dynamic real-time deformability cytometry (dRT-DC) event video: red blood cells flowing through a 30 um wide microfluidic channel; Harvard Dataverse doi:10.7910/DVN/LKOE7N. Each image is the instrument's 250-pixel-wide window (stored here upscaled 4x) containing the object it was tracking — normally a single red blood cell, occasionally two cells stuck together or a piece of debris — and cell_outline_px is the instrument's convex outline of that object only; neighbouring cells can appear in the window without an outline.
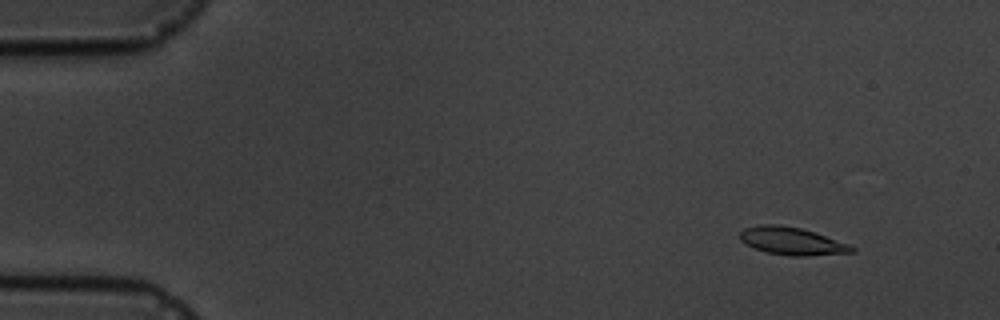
{"species": "common noctule bat (a hibernating species)", "species_latin": "Nyctalus noctula", "temperature_condition": "cold", "stored_images_in_passage": 7, "camera_frame_rate_fps": 3000, "um_per_image_px": 0.085, "animal": {"sex": "male", "body_mass_g": 19.5, "forearm_length_mm": 54.6}, "frame": {"image": 1, "passage_image": 2, "time_ms": 1.0, "image_size_px": [1000, 320], "cell_outline_px": [[856, 252], [808, 256], [788, 256], [768, 252], [756, 248], [740, 240], [740, 232], [744, 228], [760, 224], [780, 224], [800, 228], [816, 232], [848, 244], [856, 248]], "centroid_in_image_um": [67.34, 20.49], "position_along_channel_um": 17.7, "area_um2": 18.03}}
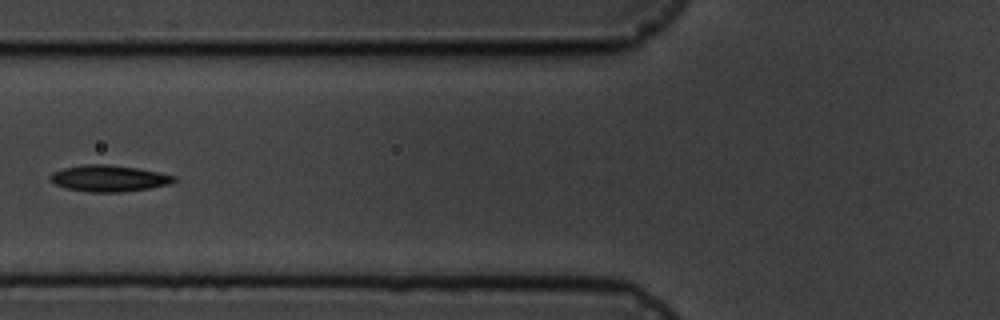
{"frame": {"image": 2, "passage_image": 6, "time_ms": 6.667, "image_size_px": [1000, 320], "cell_outline_px": [[180, 180], [172, 184], [148, 188], [120, 192], [88, 192], [68, 188], [56, 184], [48, 180], [48, 176], [52, 172], [64, 168], [84, 164], [108, 164], [136, 168], [160, 172], [176, 176]], "centroid_in_image_um": [9.29, 15.15], "position_along_channel_um": 116.5, "area_um2": 19.19}}
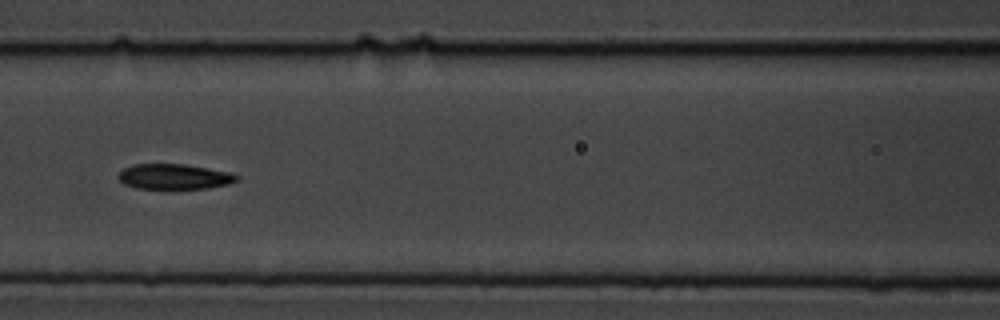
{"frame": {"image": 3, "passage_image": 7, "time_ms": 7.667, "image_size_px": [1000, 320], "cell_outline_px": [[240, 180], [228, 184], [208, 188], [172, 192], [136, 188], [124, 184], [116, 176], [124, 168], [132, 164], [184, 164], [228, 172], [240, 176]], "centroid_in_image_um": [14.79, 15.07], "position_along_channel_um": 151.8, "area_um2": 18.38}}